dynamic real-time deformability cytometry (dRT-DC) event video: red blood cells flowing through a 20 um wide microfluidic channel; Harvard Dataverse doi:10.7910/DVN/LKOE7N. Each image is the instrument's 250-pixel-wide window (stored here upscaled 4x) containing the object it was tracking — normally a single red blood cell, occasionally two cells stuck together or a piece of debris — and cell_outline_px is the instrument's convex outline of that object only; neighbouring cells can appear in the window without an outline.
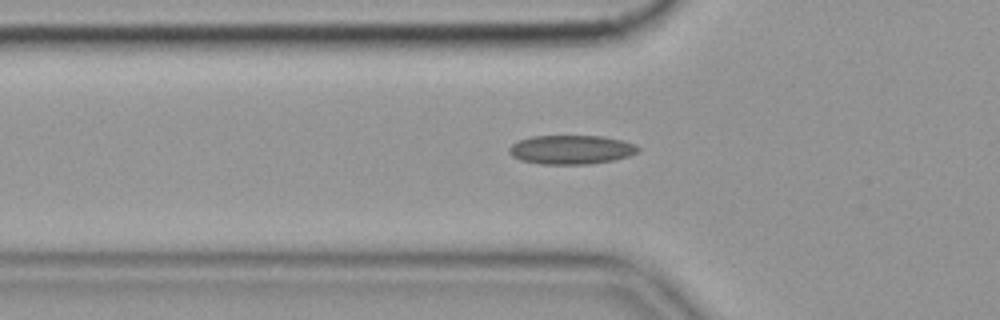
{"species": "common noctule bat (a hibernating species)", "species_latin": "Nyctalus noctula", "temperature_condition": "cold", "stored_images_in_passage": 53, "camera_frame_rate_fps": 3000, "um_per_image_px": 0.085, "animal": {"sex": "female", "body_mass_g": 19.9}, "frame": {"image": 1, "passage_image": 16, "time_ms": 5.0, "image_size_px": [1000, 320], "cell_outline_px": [[640, 148], [636, 152], [628, 156], [612, 160], [588, 164], [540, 164], [520, 160], [512, 156], [508, 152], [508, 148], [516, 140], [532, 136], [604, 136], [624, 140], [636, 144]], "centroid_in_image_um": [48.52, 12.71], "position_along_channel_um": 77.3, "area_um2": 21.96}, "authors_computed_cell_mechanics": {"area_um2": 20.3456, "velocity_mm_per_s": 3.5604, "shape_relaxation_time_tau1_ms": null, "shape_relaxation_time_tau2_ms": 3.6036, "deformation_change_tau1": null, "deformation_change_tau2": 0.1112}}